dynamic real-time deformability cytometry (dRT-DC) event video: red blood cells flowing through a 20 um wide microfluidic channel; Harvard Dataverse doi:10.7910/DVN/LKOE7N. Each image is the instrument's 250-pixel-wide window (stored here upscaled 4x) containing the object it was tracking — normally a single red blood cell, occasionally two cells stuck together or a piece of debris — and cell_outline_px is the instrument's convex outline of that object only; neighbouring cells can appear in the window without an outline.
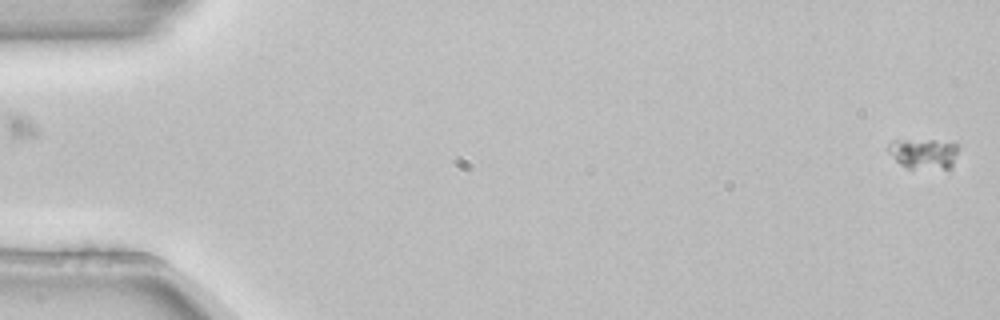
{"species": "common noctule bat (a hibernating species)", "species_latin": "Nyctalus noctula", "temperature_condition": "room temperature", "stored_images_in_passage": 2, "camera_frame_rate_fps": 3000, "um_per_image_px": 0.085, "animal": {"sex": "female", "body_mass_g": 22.7, "forearm_length_mm": 54.2}, "frame": {"image": 1, "passage_image": 2, "time_ms": 0.333, "image_size_px": [1000, 320], "cell_outline_px": [[956, 152], [952, 168], [908, 168], [900, 164], [888, 152], [888, 144], [892, 140], [932, 140], [956, 144]], "centroid_in_image_um": [78.46, 13.05], "position_along_channel_um": 6.5, "area_um2": 12.14}}